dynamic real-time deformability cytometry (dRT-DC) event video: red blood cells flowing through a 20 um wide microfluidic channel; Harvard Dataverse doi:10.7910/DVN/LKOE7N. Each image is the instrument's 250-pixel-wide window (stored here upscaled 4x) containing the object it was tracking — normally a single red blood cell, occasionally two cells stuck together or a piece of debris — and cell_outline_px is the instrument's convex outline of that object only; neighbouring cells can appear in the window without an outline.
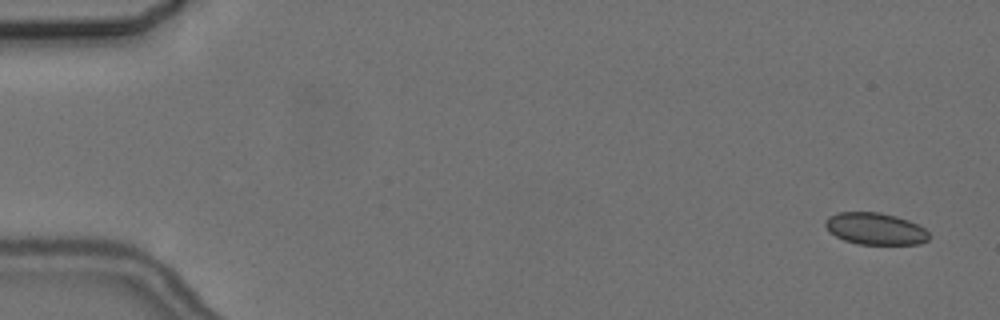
{"species": "common noctule bat (a hibernating species)", "species_latin": "Nyctalus noctula", "temperature_condition": "cold", "stored_images_in_passage": 6, "camera_frame_rate_fps": 3000, "um_per_image_px": 0.085, "animal": {"sex": "female", "body_mass_g": 24.6, "forearm_length_mm": 56.2}, "frame": {"image": 1, "passage_image": 1, "time_ms": 0.0, "image_size_px": [1000, 320], "cell_outline_px": [[928, 240], [920, 244], [856, 244], [844, 240], [828, 232], [824, 224], [824, 220], [828, 216], [836, 212], [880, 212], [896, 216], [908, 220], [924, 228], [928, 232]], "centroid_in_image_um": [74.35, 19.43], "position_along_channel_um": 10.7, "area_um2": 19.42}}
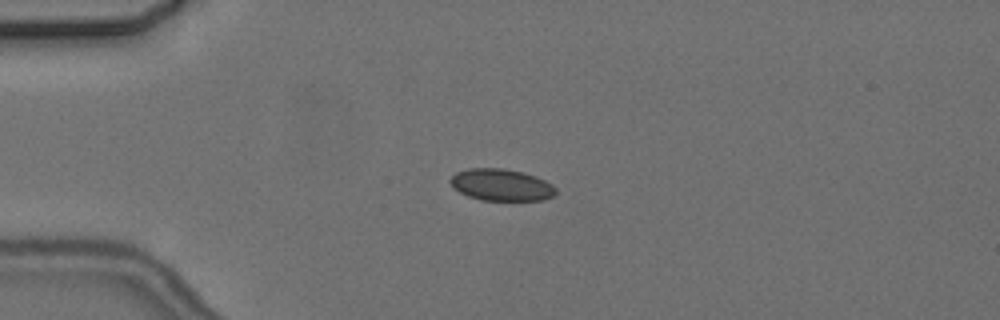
{"frame": {"image": 2, "passage_image": 4, "time_ms": 4.0, "image_size_px": [1000, 320], "cell_outline_px": [[556, 192], [552, 196], [544, 200], [480, 200], [468, 196], [452, 188], [448, 180], [456, 172], [468, 168], [504, 168], [524, 172], [536, 176], [552, 184], [556, 188]], "centroid_in_image_um": [42.58, 15.71], "position_along_channel_um": 42.4, "area_um2": 19.77}}
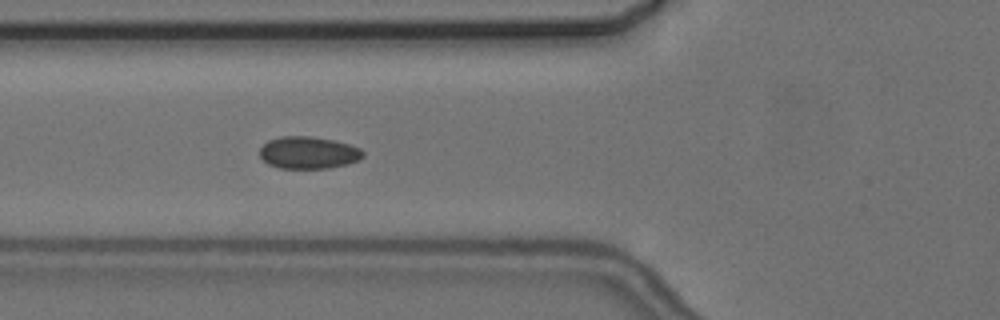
{"frame": {"image": 3, "passage_image": 6, "time_ms": 6.333, "image_size_px": [1000, 320], "cell_outline_px": [[364, 156], [360, 160], [348, 164], [328, 168], [280, 168], [268, 164], [260, 156], [260, 148], [268, 140], [280, 136], [308, 136], [332, 140], [348, 144], [360, 148], [364, 152]], "centroid_in_image_um": [26.22, 12.98], "position_along_channel_um": 99.6, "area_um2": 19.36}}